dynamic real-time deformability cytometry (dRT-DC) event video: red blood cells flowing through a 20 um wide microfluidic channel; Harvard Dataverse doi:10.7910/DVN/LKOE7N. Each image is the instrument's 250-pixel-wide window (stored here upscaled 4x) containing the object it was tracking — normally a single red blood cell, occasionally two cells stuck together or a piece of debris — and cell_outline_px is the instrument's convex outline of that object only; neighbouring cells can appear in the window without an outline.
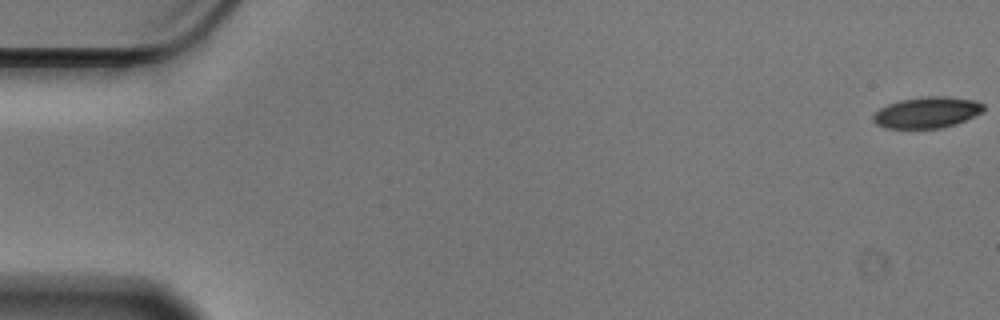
{"species": "Egyptian fruit bat (a non-hibernating species)", "species_latin": "Rousettus aegyptiacus", "temperature_condition": "cold", "stored_images_in_passage": 57, "camera_frame_rate_fps": 3000, "um_per_image_px": 0.085, "animal": {"sex": "male"}, "frame": {"image": 1, "passage_image": 1, "time_ms": 0.0, "image_size_px": [1000, 320], "cell_outline_px": [[984, 108], [980, 112], [956, 124], [940, 128], [884, 128], [876, 124], [872, 120], [872, 116], [880, 108], [888, 104], [900, 100], [924, 96], [948, 96], [976, 100], [984, 104]], "centroid_in_image_um": [78.77, 9.55], "position_along_channel_um": 6.2, "area_um2": 20.0}}
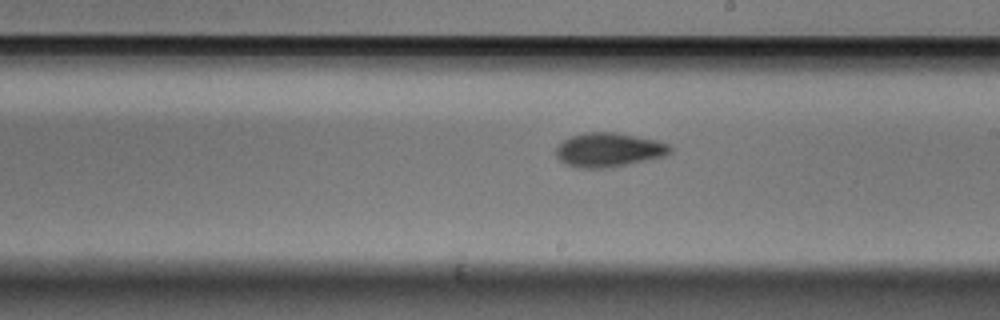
{"frame": {"image": 2, "passage_image": 33, "time_ms": 10.667, "image_size_px": [1000, 320], "cell_outline_px": [[672, 152], [664, 156], [648, 160], [612, 168], [580, 168], [568, 164], [560, 160], [556, 156], [556, 148], [564, 140], [572, 136], [588, 132], [616, 132], [656, 140], [668, 144], [672, 148]], "centroid_in_image_um": [51.78, 12.75], "position_along_channel_um": 237.2, "area_um2": 22.66}}
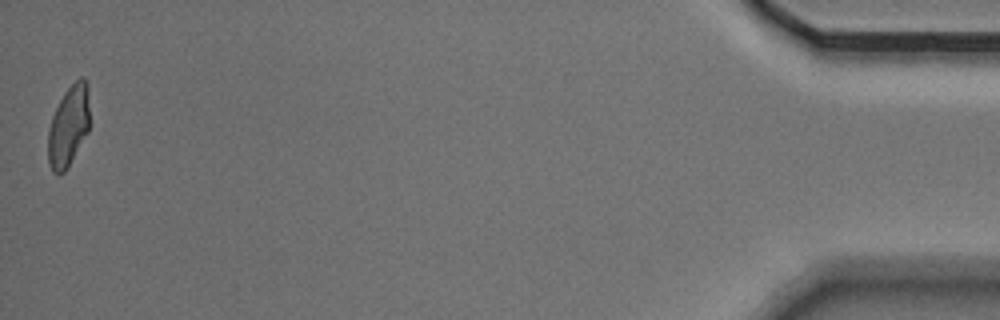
{"frame": {"image": 3, "passage_image": 57, "time_ms": 18.667, "image_size_px": [1000, 320], "cell_outline_px": [[88, 132], [68, 168], [60, 176], [52, 172], [48, 164], [48, 128], [52, 116], [64, 92], [80, 76], [84, 76], [88, 84]], "centroid_in_image_um": [5.81, 10.75], "position_along_channel_um": 429.4, "area_um2": 19.77}, "authors_computed_cell_mechanics": {"area_um2": 21.0392, "velocity_mm_per_s": 3.5462, "shape_relaxation_time_tau1_ms": 3.813, "shape_relaxation_time_tau2_ms": 5.9817, "deformation_change_tau1": 0.1158, "deformation_change_tau2": 0.1002}}